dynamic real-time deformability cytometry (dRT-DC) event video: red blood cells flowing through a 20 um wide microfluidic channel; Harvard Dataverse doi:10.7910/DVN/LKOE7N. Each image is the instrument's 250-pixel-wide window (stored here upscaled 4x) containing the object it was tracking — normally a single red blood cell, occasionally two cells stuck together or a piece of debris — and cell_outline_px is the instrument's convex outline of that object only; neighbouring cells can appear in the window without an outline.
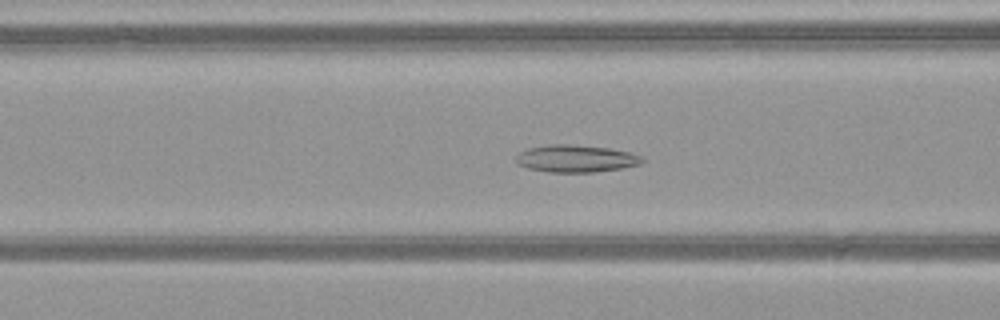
{"species": "common noctule bat (a hibernating species)", "species_latin": "Nyctalus noctula", "temperature_condition": "warm", "stored_images_in_passage": 35, "camera_frame_rate_fps": 3000, "um_per_image_px": 0.085, "animal": {"sex": "female", "body_mass_g": 21.9}, "frame": {"image": 1, "passage_image": 5, "time_ms": 1.333, "image_size_px": [1000, 320], "cell_outline_px": [[644, 160], [640, 164], [620, 168], [592, 172], [548, 172], [528, 168], [516, 164], [516, 156], [520, 152], [528, 148], [548, 144], [568, 144], [608, 148], [628, 152], [640, 156]], "centroid_in_image_um": [48.89, 13.48], "position_along_channel_um": 117.7, "area_um2": 19.88}}
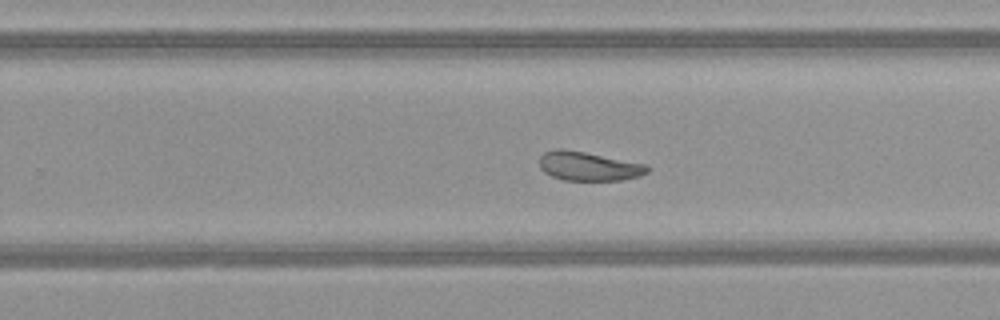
{"frame": {"image": 2, "passage_image": 17, "time_ms": 5.333, "image_size_px": [1000, 320], "cell_outline_px": [[652, 168], [648, 172], [640, 176], [620, 180], [564, 180], [552, 176], [544, 172], [540, 168], [540, 156], [544, 152], [556, 148], [564, 148], [648, 164]], "centroid_in_image_um": [50.06, 14.12], "position_along_channel_um": 279.7, "area_um2": 18.44}}
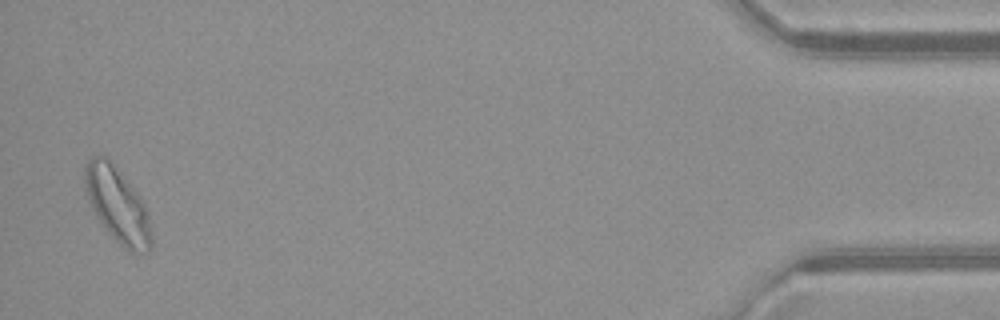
{"frame": {"image": 3, "passage_image": 34, "time_ms": 11.0, "image_size_px": [1000, 320], "cell_outline_px": [[152, 248], [148, 252], [128, 252], [104, 228], [88, 200], [84, 188], [84, 164], [92, 156], [108, 156], [144, 204], [148, 216], [152, 236]], "centroid_in_image_um": [9.96, 17.42], "position_along_channel_um": 425.2, "area_um2": 28.9}, "authors_computed_cell_mechanics": {"area_um2": 19.4786, "velocity_mm_per_s": 4.0536, "shape_relaxation_time_tau1_ms": null, "shape_relaxation_time_tau2_ms": 3.3034, "deformation_change_tau1": null, "deformation_change_tau2": 0.1097}}